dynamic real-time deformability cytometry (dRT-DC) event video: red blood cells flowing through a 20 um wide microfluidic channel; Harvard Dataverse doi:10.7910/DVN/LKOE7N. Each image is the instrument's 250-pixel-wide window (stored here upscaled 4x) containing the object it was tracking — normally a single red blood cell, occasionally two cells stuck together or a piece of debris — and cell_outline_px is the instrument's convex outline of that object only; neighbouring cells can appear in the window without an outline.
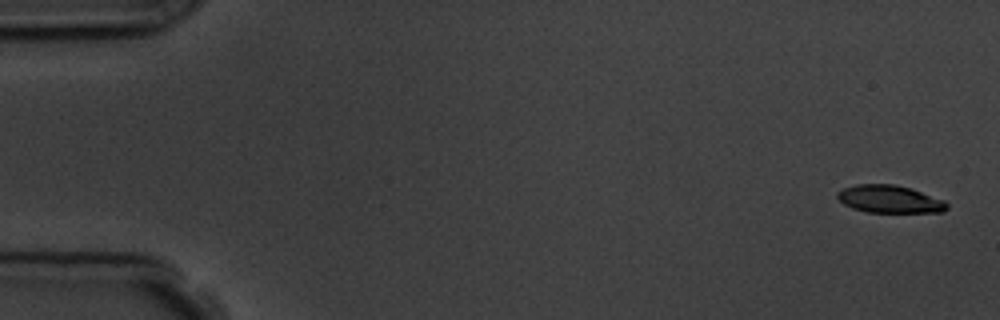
{"species": "common noctule bat (a hibernating species)", "species_latin": "Nyctalus noctula", "temperature_condition": "room temperature", "stored_images_in_passage": 7, "camera_frame_rate_fps": 3000, "um_per_image_px": 0.085, "animal": {"sex": "male", "body_mass_g": 19.5, "forearm_length_mm": 54.6}, "frame": {"image": 1, "passage_image": 1, "time_ms": 0.0, "image_size_px": [1000, 320], "cell_outline_px": [[948, 208], [944, 212], [868, 212], [852, 208], [844, 204], [836, 196], [836, 192], [844, 188], [856, 184], [892, 184], [912, 188], [944, 200], [948, 204]], "centroid_in_image_um": [75.63, 16.92], "position_along_channel_um": 9.4, "area_um2": 17.69}}
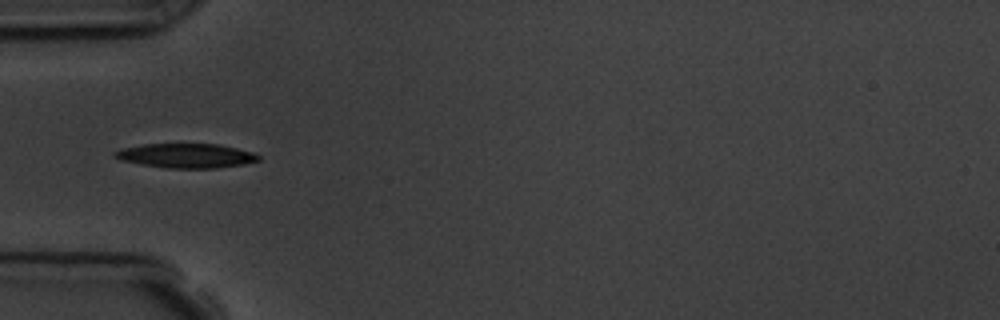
{"frame": {"image": 2, "passage_image": 5, "time_ms": 5.333, "image_size_px": [1000, 320], "cell_outline_px": [[260, 160], [244, 164], [216, 168], [168, 168], [140, 164], [120, 160], [112, 156], [112, 152], [124, 148], [144, 144], [220, 144], [252, 152], [260, 156]], "centroid_in_image_um": [15.81, 13.23], "position_along_channel_um": 69.2, "area_um2": 20.4}}